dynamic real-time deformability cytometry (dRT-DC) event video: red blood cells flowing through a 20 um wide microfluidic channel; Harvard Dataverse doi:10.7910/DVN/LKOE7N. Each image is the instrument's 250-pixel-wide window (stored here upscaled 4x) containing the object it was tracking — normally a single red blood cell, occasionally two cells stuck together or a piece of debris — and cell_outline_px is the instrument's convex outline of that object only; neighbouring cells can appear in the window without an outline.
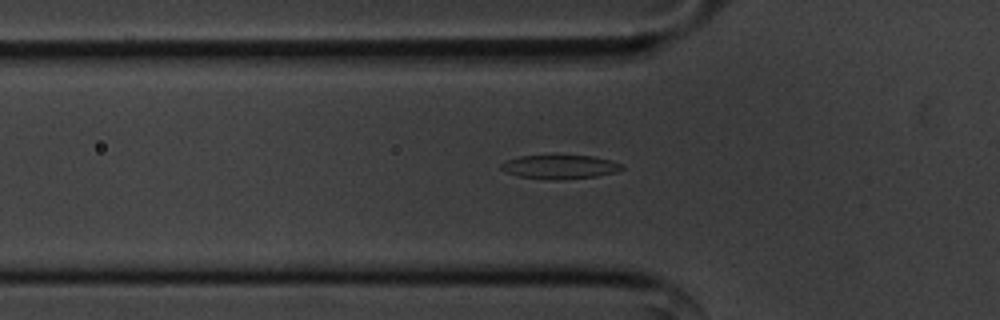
{"species": "common noctule bat (a hibernating species)", "species_latin": "Nyctalus noctula", "temperature_condition": "cold", "stored_images_in_passage": 33, "segment_of_instrument_passage": [1, 2], "camera_frame_rate_fps": 3000, "um_per_image_px": 0.085, "animal": {"sex": "male", "body_mass_g": 20.1, "forearm_length_mm": 53.5}, "frame": {"image": 1, "passage_image": 3, "time_ms": 0.667, "image_size_px": [1000, 320], "cell_outline_px": [[624, 168], [616, 172], [596, 176], [560, 180], [556, 180], [520, 176], [508, 172], [500, 168], [500, 164], [508, 160], [520, 156], [592, 156], [624, 164]], "centroid_in_image_um": [47.62, 14.19], "position_along_channel_um": 78.2, "area_um2": 16.47}}
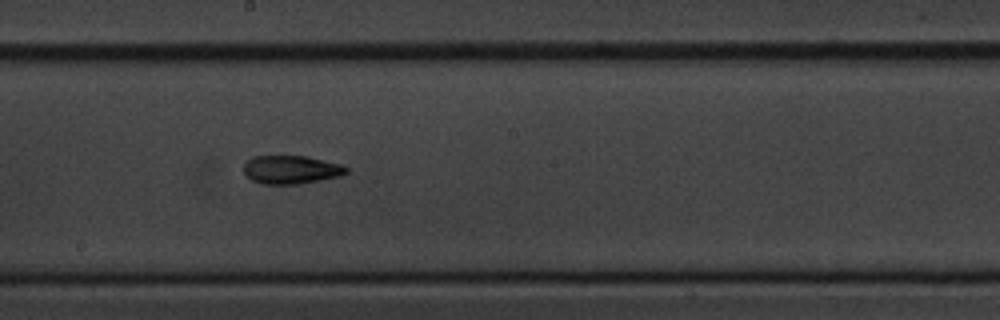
{"frame": {"image": 2, "passage_image": 15, "time_ms": 4.667, "image_size_px": [1000, 320], "cell_outline_px": [[348, 172], [340, 176], [300, 184], [264, 184], [252, 180], [244, 176], [244, 164], [252, 156], [308, 156], [340, 164], [348, 168]], "centroid_in_image_um": [24.73, 14.42], "position_along_channel_um": 223.5, "area_um2": 17.05}}
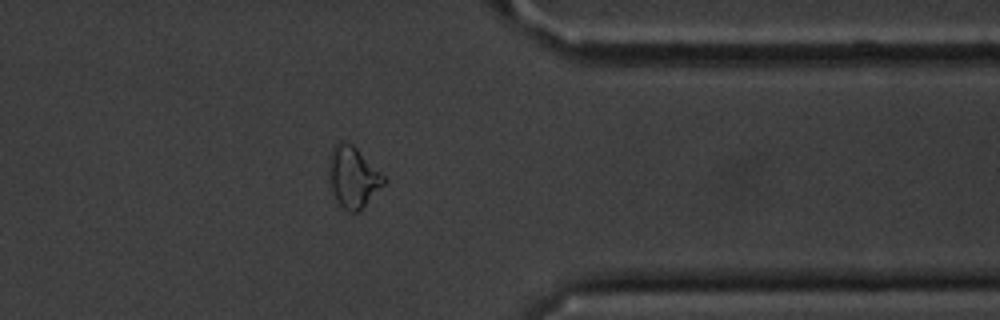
{"frame": {"image": 3, "passage_image": 29, "time_ms": 9.333, "image_size_px": [1000, 320], "cell_outline_px": [[388, 180], [356, 212], [348, 212], [340, 204], [332, 188], [332, 148], [340, 140], [352, 144]], "centroid_in_image_um": [30.06, 15.04], "position_along_channel_um": 381.3, "area_um2": 18.15}}